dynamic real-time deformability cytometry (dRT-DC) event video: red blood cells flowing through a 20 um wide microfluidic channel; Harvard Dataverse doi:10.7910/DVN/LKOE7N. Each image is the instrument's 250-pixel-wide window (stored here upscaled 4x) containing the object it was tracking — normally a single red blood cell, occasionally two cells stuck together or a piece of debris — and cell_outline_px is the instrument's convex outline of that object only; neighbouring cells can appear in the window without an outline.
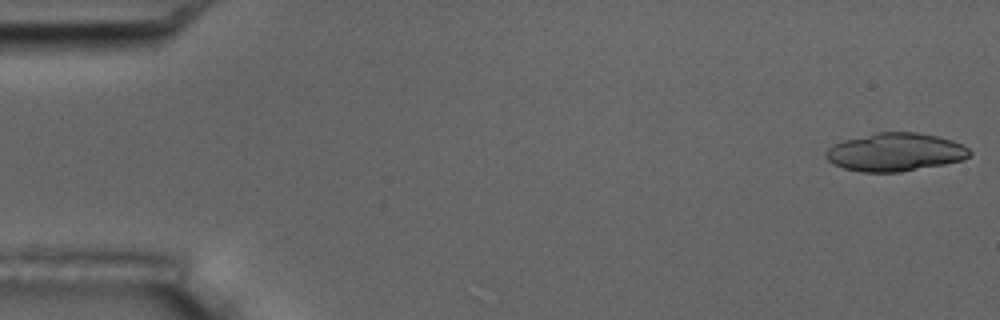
{"species": "common noctule bat (a hibernating species)", "species_latin": "Nyctalus noctula", "temperature_condition": "room temperature", "stored_images_in_passage": 4, "camera_frame_rate_fps": 3000, "um_per_image_px": 0.085, "animal": {"sex": "male", "body_mass_g": 17.5, "forearm_length_mm": 52.3}, "frame": {"image": 1, "passage_image": 4, "time_ms": 5.0, "image_size_px": [1000, 320], "cell_outline_px": [[972, 152], [964, 160], [944, 164], [900, 172], [860, 172], [844, 168], [832, 164], [824, 156], [824, 152], [828, 148], [844, 140], [876, 132], [916, 132], [936, 136], [952, 140], [964, 144]], "centroid_in_image_um": [76.09, 12.93], "position_along_channel_um": 8.9, "area_um2": 32.08}}